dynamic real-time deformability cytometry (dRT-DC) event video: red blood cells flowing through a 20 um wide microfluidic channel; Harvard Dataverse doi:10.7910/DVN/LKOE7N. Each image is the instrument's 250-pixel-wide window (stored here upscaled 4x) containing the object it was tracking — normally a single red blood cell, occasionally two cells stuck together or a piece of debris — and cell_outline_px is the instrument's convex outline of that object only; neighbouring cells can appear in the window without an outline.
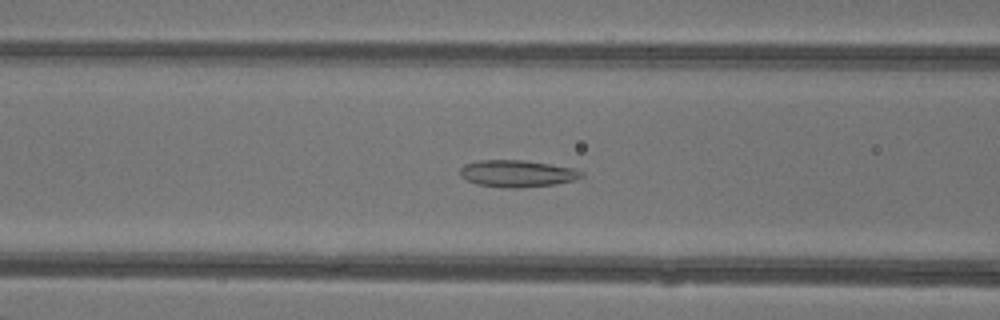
{"species": "common noctule bat (a hibernating species)", "species_latin": "Nyctalus noctula", "temperature_condition": "warm", "stored_images_in_passage": 48, "camera_frame_rate_fps": 3000, "um_per_image_px": 0.085, "animal": {"sex": "female"}, "frame": {"image": 1, "passage_image": 20, "time_ms": 6.333, "image_size_px": [1000, 320], "cell_outline_px": [[584, 176], [576, 180], [556, 184], [516, 188], [508, 188], [476, 184], [460, 176], [460, 168], [464, 164], [480, 160], [524, 160], [576, 168], [584, 172]], "centroid_in_image_um": [44.0, 14.75], "position_along_channel_um": 122.6, "area_um2": 19.19}}
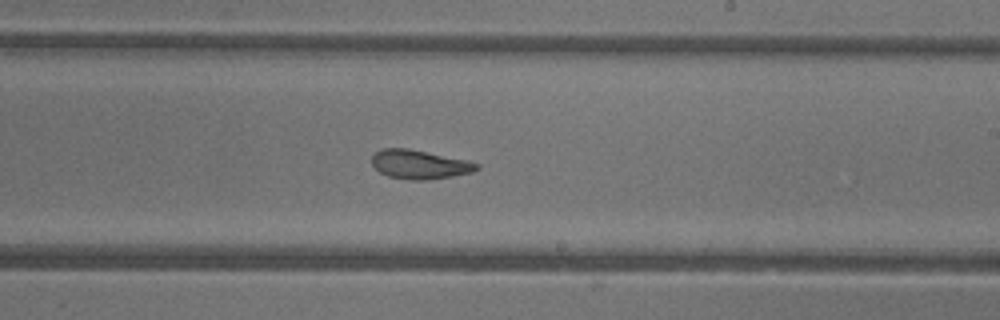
{"frame": {"image": 2, "passage_image": 29, "time_ms": 9.333, "image_size_px": [1000, 320], "cell_outline_px": [[480, 168], [472, 172], [452, 176], [428, 180], [408, 180], [388, 176], [380, 172], [372, 164], [372, 156], [376, 152], [384, 148], [408, 148], [468, 160], [480, 164]], "centroid_in_image_um": [35.68, 13.98], "position_along_channel_um": 253.3, "area_um2": 17.74}}
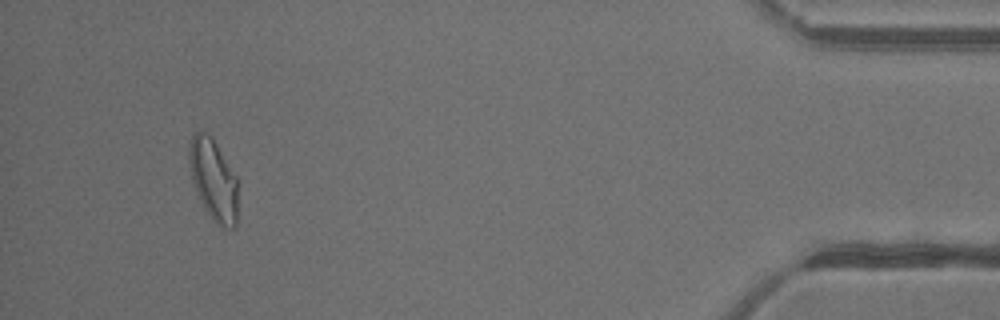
{"frame": {"image": 3, "passage_image": 45, "time_ms": 14.667, "image_size_px": [1000, 320], "cell_outline_px": [[236, 228], [224, 228], [212, 220], [204, 208], [192, 180], [188, 160], [188, 148], [192, 136], [196, 132], [204, 132], [212, 136], [236, 176]], "centroid_in_image_um": [18.12, 15.26], "position_along_channel_um": 417.1, "area_um2": 22.89}, "authors_computed_cell_mechanics": {"area_um2": 20.8369, "velocity_mm_per_s": 4.3534, "shape_relaxation_time_tau1_ms": null, "shape_relaxation_time_tau2_ms": 1.4097, "deformation_change_tau1": null, "deformation_change_tau2": 0.0874}}